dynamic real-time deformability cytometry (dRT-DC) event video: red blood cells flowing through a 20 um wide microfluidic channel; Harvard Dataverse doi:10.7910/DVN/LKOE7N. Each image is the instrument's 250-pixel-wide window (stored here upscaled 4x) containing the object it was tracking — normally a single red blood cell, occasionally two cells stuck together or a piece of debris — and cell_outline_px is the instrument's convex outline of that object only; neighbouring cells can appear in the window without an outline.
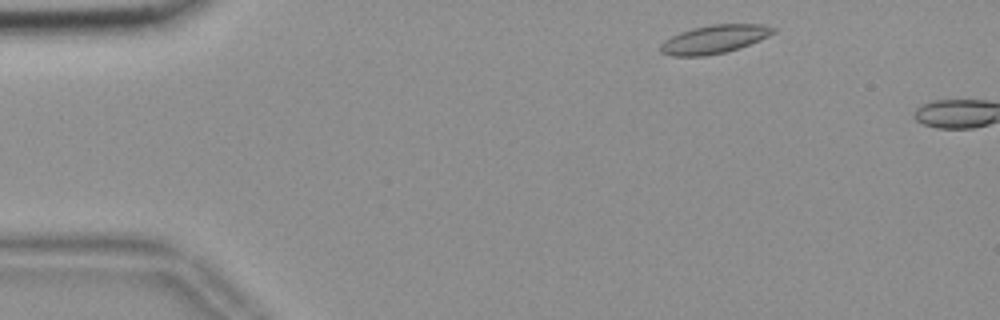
{"species": "common noctule bat (a hibernating species)", "species_latin": "Nyctalus noctula", "temperature_condition": "room temperature", "stored_images_in_passage": 5, "camera_frame_rate_fps": 3000, "um_per_image_px": 0.085, "animal": {"sex": "female", "body_mass_g": 18.4}, "frame": {"image": 1, "passage_image": 3, "time_ms": 0.667, "image_size_px": [1000, 320], "cell_outline_px": [[776, 32], [760, 40], [740, 48], [724, 52], [704, 56], [672, 56], [660, 52], [660, 44], [664, 40], [680, 32], [692, 28], [712, 24], [764, 24], [776, 28]], "centroid_in_image_um": [60.72, 3.33], "position_along_channel_um": 24.3, "area_um2": 18.73}}